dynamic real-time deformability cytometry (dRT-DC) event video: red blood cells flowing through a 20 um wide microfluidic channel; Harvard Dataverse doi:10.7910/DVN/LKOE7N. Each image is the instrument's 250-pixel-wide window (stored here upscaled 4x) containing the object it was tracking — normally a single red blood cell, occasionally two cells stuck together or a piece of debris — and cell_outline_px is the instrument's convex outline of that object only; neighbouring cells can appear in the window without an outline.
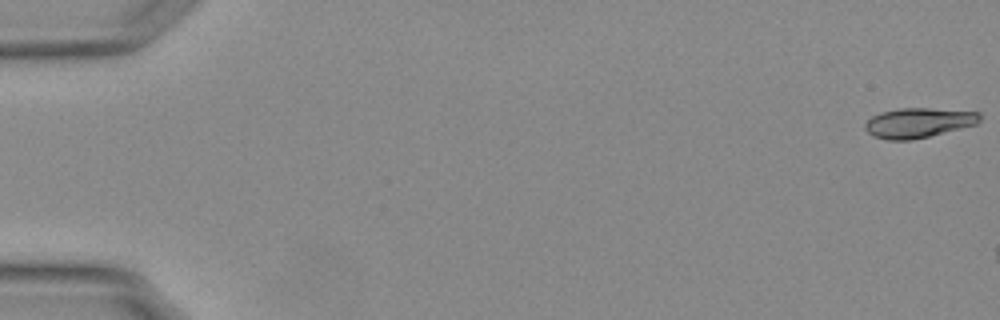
{"species": "Egyptian fruit bat (a non-hibernating species)", "species_latin": "Rousettus aegyptiacus", "temperature_condition": "warm", "stored_images_in_passage": 13, "camera_frame_rate_fps": 3000, "um_per_image_px": 0.085, "animal": {"sex": "female"}, "frame": {"image": 1, "passage_image": 1, "time_ms": 0.0, "image_size_px": [1000, 320], "cell_outline_px": [[980, 120], [976, 124], [912, 140], [888, 140], [872, 136], [864, 128], [864, 124], [872, 116], [880, 112], [900, 108], [928, 108], [980, 112]], "centroid_in_image_um": [78.02, 10.43], "position_along_channel_um": 7.0, "area_um2": 19.83}}